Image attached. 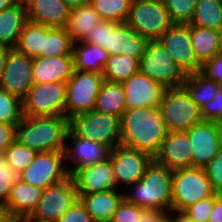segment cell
<instances>
[{
    "mask_svg": "<svg viewBox=\"0 0 222 222\" xmlns=\"http://www.w3.org/2000/svg\"><path fill=\"white\" fill-rule=\"evenodd\" d=\"M120 144L152 158L158 153L168 130L159 108L126 109L120 117Z\"/></svg>",
    "mask_w": 222,
    "mask_h": 222,
    "instance_id": "6da1fadb",
    "label": "cell"
},
{
    "mask_svg": "<svg viewBox=\"0 0 222 222\" xmlns=\"http://www.w3.org/2000/svg\"><path fill=\"white\" fill-rule=\"evenodd\" d=\"M69 120L65 116H24L17 124L16 139L36 153L65 151Z\"/></svg>",
    "mask_w": 222,
    "mask_h": 222,
    "instance_id": "7a4b0ae2",
    "label": "cell"
},
{
    "mask_svg": "<svg viewBox=\"0 0 222 222\" xmlns=\"http://www.w3.org/2000/svg\"><path fill=\"white\" fill-rule=\"evenodd\" d=\"M173 170L156 163L154 160L146 167L142 178L128 187L124 198L140 208L172 211Z\"/></svg>",
    "mask_w": 222,
    "mask_h": 222,
    "instance_id": "3957f363",
    "label": "cell"
},
{
    "mask_svg": "<svg viewBox=\"0 0 222 222\" xmlns=\"http://www.w3.org/2000/svg\"><path fill=\"white\" fill-rule=\"evenodd\" d=\"M215 194L204 168L188 167L173 170V212L182 213L191 205Z\"/></svg>",
    "mask_w": 222,
    "mask_h": 222,
    "instance_id": "277c9868",
    "label": "cell"
},
{
    "mask_svg": "<svg viewBox=\"0 0 222 222\" xmlns=\"http://www.w3.org/2000/svg\"><path fill=\"white\" fill-rule=\"evenodd\" d=\"M159 109L168 131H187L203 121L201 108L183 86L165 89Z\"/></svg>",
    "mask_w": 222,
    "mask_h": 222,
    "instance_id": "5b68a950",
    "label": "cell"
},
{
    "mask_svg": "<svg viewBox=\"0 0 222 222\" xmlns=\"http://www.w3.org/2000/svg\"><path fill=\"white\" fill-rule=\"evenodd\" d=\"M125 23L148 41L159 40L174 24L163 0H132Z\"/></svg>",
    "mask_w": 222,
    "mask_h": 222,
    "instance_id": "8992f818",
    "label": "cell"
},
{
    "mask_svg": "<svg viewBox=\"0 0 222 222\" xmlns=\"http://www.w3.org/2000/svg\"><path fill=\"white\" fill-rule=\"evenodd\" d=\"M69 129L77 137L101 143L111 150L121 142L120 118L96 110L71 118Z\"/></svg>",
    "mask_w": 222,
    "mask_h": 222,
    "instance_id": "52a82bcc",
    "label": "cell"
},
{
    "mask_svg": "<svg viewBox=\"0 0 222 222\" xmlns=\"http://www.w3.org/2000/svg\"><path fill=\"white\" fill-rule=\"evenodd\" d=\"M139 73L155 80L165 89L181 87L186 78L159 40L148 42L145 53L139 59Z\"/></svg>",
    "mask_w": 222,
    "mask_h": 222,
    "instance_id": "ba28073f",
    "label": "cell"
},
{
    "mask_svg": "<svg viewBox=\"0 0 222 222\" xmlns=\"http://www.w3.org/2000/svg\"><path fill=\"white\" fill-rule=\"evenodd\" d=\"M21 103L24 116H65L66 83H34Z\"/></svg>",
    "mask_w": 222,
    "mask_h": 222,
    "instance_id": "9c48e42d",
    "label": "cell"
},
{
    "mask_svg": "<svg viewBox=\"0 0 222 222\" xmlns=\"http://www.w3.org/2000/svg\"><path fill=\"white\" fill-rule=\"evenodd\" d=\"M103 81L102 73L74 70L72 77L66 82L65 117L68 120L94 110Z\"/></svg>",
    "mask_w": 222,
    "mask_h": 222,
    "instance_id": "30bf717a",
    "label": "cell"
},
{
    "mask_svg": "<svg viewBox=\"0 0 222 222\" xmlns=\"http://www.w3.org/2000/svg\"><path fill=\"white\" fill-rule=\"evenodd\" d=\"M79 199L71 175L44 189L38 207L30 218L38 222H57Z\"/></svg>",
    "mask_w": 222,
    "mask_h": 222,
    "instance_id": "8fae6325",
    "label": "cell"
},
{
    "mask_svg": "<svg viewBox=\"0 0 222 222\" xmlns=\"http://www.w3.org/2000/svg\"><path fill=\"white\" fill-rule=\"evenodd\" d=\"M64 162L65 151L37 153L18 177L32 186L46 189L70 176Z\"/></svg>",
    "mask_w": 222,
    "mask_h": 222,
    "instance_id": "7c38bea8",
    "label": "cell"
},
{
    "mask_svg": "<svg viewBox=\"0 0 222 222\" xmlns=\"http://www.w3.org/2000/svg\"><path fill=\"white\" fill-rule=\"evenodd\" d=\"M109 158L113 166L116 189H120L125 185L122 188L123 191H125L124 188L133 185L142 178L146 167L153 160L147 153L121 144L110 151Z\"/></svg>",
    "mask_w": 222,
    "mask_h": 222,
    "instance_id": "4fadbf2b",
    "label": "cell"
},
{
    "mask_svg": "<svg viewBox=\"0 0 222 222\" xmlns=\"http://www.w3.org/2000/svg\"><path fill=\"white\" fill-rule=\"evenodd\" d=\"M186 132L192 146V167L204 168L222 148L221 123L203 120Z\"/></svg>",
    "mask_w": 222,
    "mask_h": 222,
    "instance_id": "5bb4252c",
    "label": "cell"
},
{
    "mask_svg": "<svg viewBox=\"0 0 222 222\" xmlns=\"http://www.w3.org/2000/svg\"><path fill=\"white\" fill-rule=\"evenodd\" d=\"M185 75L201 72L192 49L189 24H173L159 39Z\"/></svg>",
    "mask_w": 222,
    "mask_h": 222,
    "instance_id": "9a60e30c",
    "label": "cell"
},
{
    "mask_svg": "<svg viewBox=\"0 0 222 222\" xmlns=\"http://www.w3.org/2000/svg\"><path fill=\"white\" fill-rule=\"evenodd\" d=\"M33 59L11 49L3 72L0 89L22 100L34 85Z\"/></svg>",
    "mask_w": 222,
    "mask_h": 222,
    "instance_id": "2e32d148",
    "label": "cell"
},
{
    "mask_svg": "<svg viewBox=\"0 0 222 222\" xmlns=\"http://www.w3.org/2000/svg\"><path fill=\"white\" fill-rule=\"evenodd\" d=\"M68 141L70 144L66 143L65 161L70 175L82 167L106 161L110 156V148L93 140L79 138L70 129L66 137V142ZM67 161L72 166H67Z\"/></svg>",
    "mask_w": 222,
    "mask_h": 222,
    "instance_id": "e0dca14e",
    "label": "cell"
},
{
    "mask_svg": "<svg viewBox=\"0 0 222 222\" xmlns=\"http://www.w3.org/2000/svg\"><path fill=\"white\" fill-rule=\"evenodd\" d=\"M153 160L170 170L192 167V146L186 131H168Z\"/></svg>",
    "mask_w": 222,
    "mask_h": 222,
    "instance_id": "ac0fdd59",
    "label": "cell"
},
{
    "mask_svg": "<svg viewBox=\"0 0 222 222\" xmlns=\"http://www.w3.org/2000/svg\"><path fill=\"white\" fill-rule=\"evenodd\" d=\"M71 177L74 180L78 194H94L116 189L110 158L77 169Z\"/></svg>",
    "mask_w": 222,
    "mask_h": 222,
    "instance_id": "d6986e66",
    "label": "cell"
},
{
    "mask_svg": "<svg viewBox=\"0 0 222 222\" xmlns=\"http://www.w3.org/2000/svg\"><path fill=\"white\" fill-rule=\"evenodd\" d=\"M127 109L159 108L165 88L149 77L137 73L122 83Z\"/></svg>",
    "mask_w": 222,
    "mask_h": 222,
    "instance_id": "ffe728a7",
    "label": "cell"
},
{
    "mask_svg": "<svg viewBox=\"0 0 222 222\" xmlns=\"http://www.w3.org/2000/svg\"><path fill=\"white\" fill-rule=\"evenodd\" d=\"M148 42L126 23L108 21V38L104 49L109 55L122 54L140 59Z\"/></svg>",
    "mask_w": 222,
    "mask_h": 222,
    "instance_id": "44dd1931",
    "label": "cell"
},
{
    "mask_svg": "<svg viewBox=\"0 0 222 222\" xmlns=\"http://www.w3.org/2000/svg\"><path fill=\"white\" fill-rule=\"evenodd\" d=\"M27 21L55 28H66L71 9L63 0H24Z\"/></svg>",
    "mask_w": 222,
    "mask_h": 222,
    "instance_id": "7402d4cb",
    "label": "cell"
},
{
    "mask_svg": "<svg viewBox=\"0 0 222 222\" xmlns=\"http://www.w3.org/2000/svg\"><path fill=\"white\" fill-rule=\"evenodd\" d=\"M43 191L44 189L32 186L18 177L4 207L15 221L30 217L38 207Z\"/></svg>",
    "mask_w": 222,
    "mask_h": 222,
    "instance_id": "603a6c76",
    "label": "cell"
},
{
    "mask_svg": "<svg viewBox=\"0 0 222 222\" xmlns=\"http://www.w3.org/2000/svg\"><path fill=\"white\" fill-rule=\"evenodd\" d=\"M32 69L34 83H66L74 73L73 55L33 58Z\"/></svg>",
    "mask_w": 222,
    "mask_h": 222,
    "instance_id": "cb8c5ba5",
    "label": "cell"
},
{
    "mask_svg": "<svg viewBox=\"0 0 222 222\" xmlns=\"http://www.w3.org/2000/svg\"><path fill=\"white\" fill-rule=\"evenodd\" d=\"M124 192L123 190L113 189L94 194H78V197L94 222H110L119 204L124 199Z\"/></svg>",
    "mask_w": 222,
    "mask_h": 222,
    "instance_id": "d4e9b609",
    "label": "cell"
},
{
    "mask_svg": "<svg viewBox=\"0 0 222 222\" xmlns=\"http://www.w3.org/2000/svg\"><path fill=\"white\" fill-rule=\"evenodd\" d=\"M26 22L27 12L24 0L3 9L0 12V45L14 49Z\"/></svg>",
    "mask_w": 222,
    "mask_h": 222,
    "instance_id": "484cf974",
    "label": "cell"
},
{
    "mask_svg": "<svg viewBox=\"0 0 222 222\" xmlns=\"http://www.w3.org/2000/svg\"><path fill=\"white\" fill-rule=\"evenodd\" d=\"M126 109V97L122 83L104 80L96 97L94 110L120 118Z\"/></svg>",
    "mask_w": 222,
    "mask_h": 222,
    "instance_id": "4316f807",
    "label": "cell"
},
{
    "mask_svg": "<svg viewBox=\"0 0 222 222\" xmlns=\"http://www.w3.org/2000/svg\"><path fill=\"white\" fill-rule=\"evenodd\" d=\"M74 70L102 73L109 54L105 49L84 41L73 43Z\"/></svg>",
    "mask_w": 222,
    "mask_h": 222,
    "instance_id": "83f0119b",
    "label": "cell"
},
{
    "mask_svg": "<svg viewBox=\"0 0 222 222\" xmlns=\"http://www.w3.org/2000/svg\"><path fill=\"white\" fill-rule=\"evenodd\" d=\"M102 21L90 3L73 9L70 12L66 30L73 42L83 41L93 26Z\"/></svg>",
    "mask_w": 222,
    "mask_h": 222,
    "instance_id": "f1b7e54d",
    "label": "cell"
},
{
    "mask_svg": "<svg viewBox=\"0 0 222 222\" xmlns=\"http://www.w3.org/2000/svg\"><path fill=\"white\" fill-rule=\"evenodd\" d=\"M52 28L27 21L14 49L32 59L39 57L41 51H44V36H47Z\"/></svg>",
    "mask_w": 222,
    "mask_h": 222,
    "instance_id": "f546056e",
    "label": "cell"
},
{
    "mask_svg": "<svg viewBox=\"0 0 222 222\" xmlns=\"http://www.w3.org/2000/svg\"><path fill=\"white\" fill-rule=\"evenodd\" d=\"M190 38L194 54L202 65L219 54L218 31L190 25Z\"/></svg>",
    "mask_w": 222,
    "mask_h": 222,
    "instance_id": "4dcf8cb0",
    "label": "cell"
},
{
    "mask_svg": "<svg viewBox=\"0 0 222 222\" xmlns=\"http://www.w3.org/2000/svg\"><path fill=\"white\" fill-rule=\"evenodd\" d=\"M139 72V59L128 55H109L102 70L103 79L110 82L123 83Z\"/></svg>",
    "mask_w": 222,
    "mask_h": 222,
    "instance_id": "1f68e13d",
    "label": "cell"
},
{
    "mask_svg": "<svg viewBox=\"0 0 222 222\" xmlns=\"http://www.w3.org/2000/svg\"><path fill=\"white\" fill-rule=\"evenodd\" d=\"M182 86L200 108L213 100L220 89V83L208 79L201 72L186 75Z\"/></svg>",
    "mask_w": 222,
    "mask_h": 222,
    "instance_id": "d6a6232c",
    "label": "cell"
},
{
    "mask_svg": "<svg viewBox=\"0 0 222 222\" xmlns=\"http://www.w3.org/2000/svg\"><path fill=\"white\" fill-rule=\"evenodd\" d=\"M189 25L220 31L222 29V0H198Z\"/></svg>",
    "mask_w": 222,
    "mask_h": 222,
    "instance_id": "836d02e7",
    "label": "cell"
},
{
    "mask_svg": "<svg viewBox=\"0 0 222 222\" xmlns=\"http://www.w3.org/2000/svg\"><path fill=\"white\" fill-rule=\"evenodd\" d=\"M73 43L66 28L53 27L47 36H44V51H41L40 56L47 58L73 55Z\"/></svg>",
    "mask_w": 222,
    "mask_h": 222,
    "instance_id": "e575fe53",
    "label": "cell"
},
{
    "mask_svg": "<svg viewBox=\"0 0 222 222\" xmlns=\"http://www.w3.org/2000/svg\"><path fill=\"white\" fill-rule=\"evenodd\" d=\"M132 0H90V4L105 21L125 23Z\"/></svg>",
    "mask_w": 222,
    "mask_h": 222,
    "instance_id": "d590c367",
    "label": "cell"
},
{
    "mask_svg": "<svg viewBox=\"0 0 222 222\" xmlns=\"http://www.w3.org/2000/svg\"><path fill=\"white\" fill-rule=\"evenodd\" d=\"M5 153L8 164L18 176L30 165L37 154L17 139L7 148Z\"/></svg>",
    "mask_w": 222,
    "mask_h": 222,
    "instance_id": "8d00e7d4",
    "label": "cell"
},
{
    "mask_svg": "<svg viewBox=\"0 0 222 222\" xmlns=\"http://www.w3.org/2000/svg\"><path fill=\"white\" fill-rule=\"evenodd\" d=\"M22 118L21 100L0 89V122L18 124Z\"/></svg>",
    "mask_w": 222,
    "mask_h": 222,
    "instance_id": "74e56055",
    "label": "cell"
},
{
    "mask_svg": "<svg viewBox=\"0 0 222 222\" xmlns=\"http://www.w3.org/2000/svg\"><path fill=\"white\" fill-rule=\"evenodd\" d=\"M198 0H163L174 24H189Z\"/></svg>",
    "mask_w": 222,
    "mask_h": 222,
    "instance_id": "f35d334b",
    "label": "cell"
},
{
    "mask_svg": "<svg viewBox=\"0 0 222 222\" xmlns=\"http://www.w3.org/2000/svg\"><path fill=\"white\" fill-rule=\"evenodd\" d=\"M17 178L18 175L8 164L6 153L0 152V205H6L11 187Z\"/></svg>",
    "mask_w": 222,
    "mask_h": 222,
    "instance_id": "ab89813d",
    "label": "cell"
},
{
    "mask_svg": "<svg viewBox=\"0 0 222 222\" xmlns=\"http://www.w3.org/2000/svg\"><path fill=\"white\" fill-rule=\"evenodd\" d=\"M215 200L216 194L198 201L185 209L182 213L192 222H208Z\"/></svg>",
    "mask_w": 222,
    "mask_h": 222,
    "instance_id": "60d3db41",
    "label": "cell"
},
{
    "mask_svg": "<svg viewBox=\"0 0 222 222\" xmlns=\"http://www.w3.org/2000/svg\"><path fill=\"white\" fill-rule=\"evenodd\" d=\"M204 170L213 190L218 194H222V148L204 167Z\"/></svg>",
    "mask_w": 222,
    "mask_h": 222,
    "instance_id": "b9f144b4",
    "label": "cell"
},
{
    "mask_svg": "<svg viewBox=\"0 0 222 222\" xmlns=\"http://www.w3.org/2000/svg\"><path fill=\"white\" fill-rule=\"evenodd\" d=\"M143 208L128 202L125 198L119 204L110 222H138Z\"/></svg>",
    "mask_w": 222,
    "mask_h": 222,
    "instance_id": "7bdbcfd3",
    "label": "cell"
},
{
    "mask_svg": "<svg viewBox=\"0 0 222 222\" xmlns=\"http://www.w3.org/2000/svg\"><path fill=\"white\" fill-rule=\"evenodd\" d=\"M203 120L222 123V88H220L214 99L201 108Z\"/></svg>",
    "mask_w": 222,
    "mask_h": 222,
    "instance_id": "ee69618b",
    "label": "cell"
},
{
    "mask_svg": "<svg viewBox=\"0 0 222 222\" xmlns=\"http://www.w3.org/2000/svg\"><path fill=\"white\" fill-rule=\"evenodd\" d=\"M201 73L208 79L217 83H222V54H217L213 58L207 60L201 69Z\"/></svg>",
    "mask_w": 222,
    "mask_h": 222,
    "instance_id": "f6af8a7d",
    "label": "cell"
},
{
    "mask_svg": "<svg viewBox=\"0 0 222 222\" xmlns=\"http://www.w3.org/2000/svg\"><path fill=\"white\" fill-rule=\"evenodd\" d=\"M108 38V21L102 20L98 25L93 26L87 37L83 40L86 43L105 48Z\"/></svg>",
    "mask_w": 222,
    "mask_h": 222,
    "instance_id": "bcb514c9",
    "label": "cell"
},
{
    "mask_svg": "<svg viewBox=\"0 0 222 222\" xmlns=\"http://www.w3.org/2000/svg\"><path fill=\"white\" fill-rule=\"evenodd\" d=\"M57 222H94L86 211L85 206L78 199L73 206Z\"/></svg>",
    "mask_w": 222,
    "mask_h": 222,
    "instance_id": "7dc6e473",
    "label": "cell"
},
{
    "mask_svg": "<svg viewBox=\"0 0 222 222\" xmlns=\"http://www.w3.org/2000/svg\"><path fill=\"white\" fill-rule=\"evenodd\" d=\"M16 128L17 124L0 122V152H5L16 140Z\"/></svg>",
    "mask_w": 222,
    "mask_h": 222,
    "instance_id": "c3c4849f",
    "label": "cell"
},
{
    "mask_svg": "<svg viewBox=\"0 0 222 222\" xmlns=\"http://www.w3.org/2000/svg\"><path fill=\"white\" fill-rule=\"evenodd\" d=\"M168 212L161 209L143 208L140 211L138 222H166Z\"/></svg>",
    "mask_w": 222,
    "mask_h": 222,
    "instance_id": "681fc988",
    "label": "cell"
},
{
    "mask_svg": "<svg viewBox=\"0 0 222 222\" xmlns=\"http://www.w3.org/2000/svg\"><path fill=\"white\" fill-rule=\"evenodd\" d=\"M208 222H222V194L216 193V200L214 201Z\"/></svg>",
    "mask_w": 222,
    "mask_h": 222,
    "instance_id": "f907efd6",
    "label": "cell"
},
{
    "mask_svg": "<svg viewBox=\"0 0 222 222\" xmlns=\"http://www.w3.org/2000/svg\"><path fill=\"white\" fill-rule=\"evenodd\" d=\"M10 50L11 48L0 45V83L3 77L6 60H7L8 53Z\"/></svg>",
    "mask_w": 222,
    "mask_h": 222,
    "instance_id": "816d5d0a",
    "label": "cell"
},
{
    "mask_svg": "<svg viewBox=\"0 0 222 222\" xmlns=\"http://www.w3.org/2000/svg\"><path fill=\"white\" fill-rule=\"evenodd\" d=\"M166 222H192L183 213L169 212Z\"/></svg>",
    "mask_w": 222,
    "mask_h": 222,
    "instance_id": "f5cc1de1",
    "label": "cell"
},
{
    "mask_svg": "<svg viewBox=\"0 0 222 222\" xmlns=\"http://www.w3.org/2000/svg\"><path fill=\"white\" fill-rule=\"evenodd\" d=\"M63 1L71 10L90 3V0H63Z\"/></svg>",
    "mask_w": 222,
    "mask_h": 222,
    "instance_id": "db71d44e",
    "label": "cell"
},
{
    "mask_svg": "<svg viewBox=\"0 0 222 222\" xmlns=\"http://www.w3.org/2000/svg\"><path fill=\"white\" fill-rule=\"evenodd\" d=\"M0 222H15V220L2 205H0Z\"/></svg>",
    "mask_w": 222,
    "mask_h": 222,
    "instance_id": "11a10c76",
    "label": "cell"
},
{
    "mask_svg": "<svg viewBox=\"0 0 222 222\" xmlns=\"http://www.w3.org/2000/svg\"><path fill=\"white\" fill-rule=\"evenodd\" d=\"M21 0H0V12L3 9L10 8L18 4Z\"/></svg>",
    "mask_w": 222,
    "mask_h": 222,
    "instance_id": "9f6ffc18",
    "label": "cell"
},
{
    "mask_svg": "<svg viewBox=\"0 0 222 222\" xmlns=\"http://www.w3.org/2000/svg\"><path fill=\"white\" fill-rule=\"evenodd\" d=\"M218 49L219 54H222V29L218 31Z\"/></svg>",
    "mask_w": 222,
    "mask_h": 222,
    "instance_id": "6f0895ef",
    "label": "cell"
},
{
    "mask_svg": "<svg viewBox=\"0 0 222 222\" xmlns=\"http://www.w3.org/2000/svg\"><path fill=\"white\" fill-rule=\"evenodd\" d=\"M15 222H38V221L32 220L30 217H26V218H23V219H19Z\"/></svg>",
    "mask_w": 222,
    "mask_h": 222,
    "instance_id": "680465c9",
    "label": "cell"
}]
</instances>
